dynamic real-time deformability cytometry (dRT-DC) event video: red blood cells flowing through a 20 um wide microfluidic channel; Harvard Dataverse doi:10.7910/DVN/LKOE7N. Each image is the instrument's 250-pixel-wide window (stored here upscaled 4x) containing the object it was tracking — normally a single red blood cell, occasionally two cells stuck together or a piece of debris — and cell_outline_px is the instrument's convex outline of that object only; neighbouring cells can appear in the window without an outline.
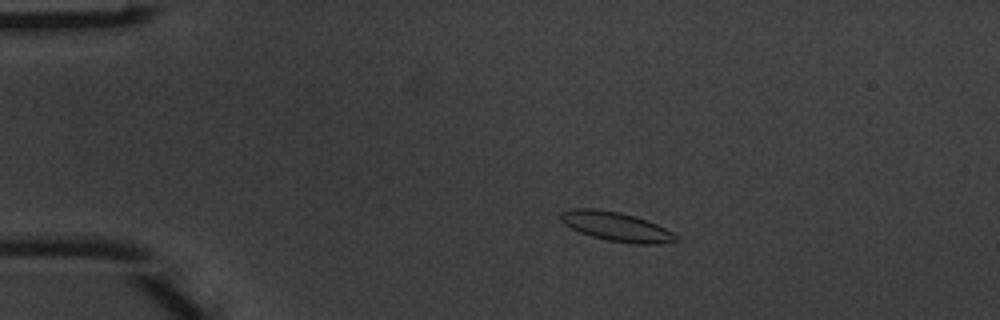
{"species": "common noctule bat (a hibernating species)", "species_latin": "Nyctalus noctula", "temperature_condition": "warm", "stored_images_in_passage": 4, "camera_frame_rate_fps": 3000, "um_per_image_px": 0.085, "animal": {"sex": "male", "body_mass_g": 20.1, "forearm_length_mm": 53.5}, "frame": {"image": 1, "passage_image": 3, "time_ms": 0.667, "image_size_px": [1000, 320], "cell_outline_px": [[680, 240], [656, 244], [636, 244], [608, 240], [592, 236], [580, 232], [564, 224], [560, 220], [560, 212], [572, 208], [592, 208], [620, 212], [656, 224], [680, 236]], "centroid_in_image_um": [52.37, 19.26], "position_along_channel_um": 32.6, "area_um2": 19.42}}